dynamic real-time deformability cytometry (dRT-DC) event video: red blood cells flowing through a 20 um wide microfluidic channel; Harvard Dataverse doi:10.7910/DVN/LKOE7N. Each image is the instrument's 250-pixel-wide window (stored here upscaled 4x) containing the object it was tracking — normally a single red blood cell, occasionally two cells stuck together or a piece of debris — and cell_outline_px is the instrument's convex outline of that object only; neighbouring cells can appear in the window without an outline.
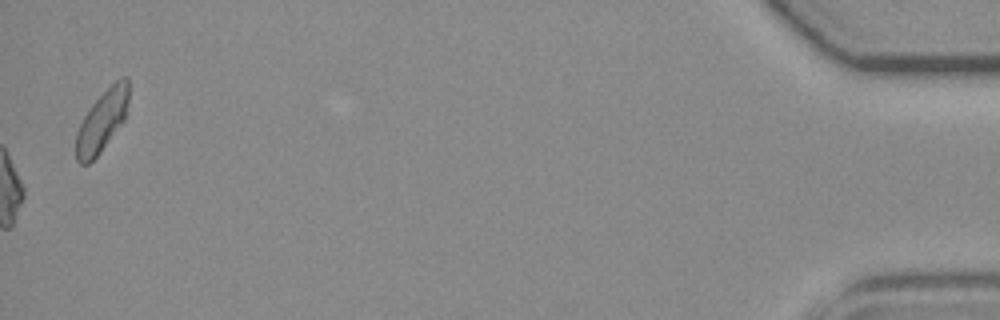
{"species": "common noctule bat (a hibernating species)", "species_latin": "Nyctalus noctula", "temperature_condition": "room temperature", "stored_images_in_passage": 49, "camera_frame_rate_fps": 3000, "um_per_image_px": 0.085, "animal": {"sex": "female", "body_mass_g": 19.3, "forearm_length_mm": 54.1}, "frame": {"image": 1, "passage_image": 49, "time_ms": 16.0, "image_size_px": [1000, 320], "cell_outline_px": [[128, 100], [124, 120], [100, 152], [88, 164], [80, 164], [76, 160], [76, 132], [84, 116], [92, 104], [120, 76], [128, 76]], "centroid_in_image_um": [8.66, 10.28], "position_along_channel_um": 426.5, "area_um2": 18.5}, "authors_computed_cell_mechanics": {"area_um2": 17.2244, "velocity_mm_per_s": 3.7638, "shape_relaxation_time_tau1_ms": null, "shape_relaxation_time_tau2_ms": 2.8936, "deformation_change_tau1": null, "deformation_change_tau2": 0.1021}}